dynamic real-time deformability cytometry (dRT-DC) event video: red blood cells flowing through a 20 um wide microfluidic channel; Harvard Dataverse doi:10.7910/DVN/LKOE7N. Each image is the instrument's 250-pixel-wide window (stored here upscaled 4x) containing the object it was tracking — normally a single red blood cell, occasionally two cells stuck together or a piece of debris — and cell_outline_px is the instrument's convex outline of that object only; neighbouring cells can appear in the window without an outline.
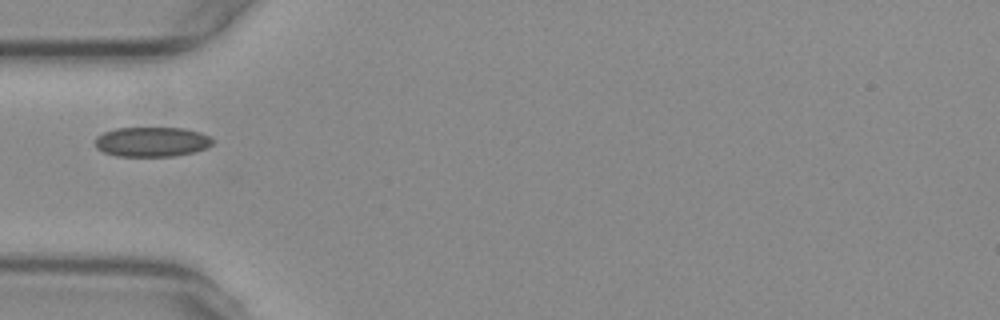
{"species": "common noctule bat (a hibernating species)", "species_latin": "Nyctalus noctula", "temperature_condition": "warm", "stored_images_in_passage": 35, "camera_frame_rate_fps": 3000, "um_per_image_px": 0.085, "animal": {"sex": "female", "body_mass_g": 29.2, "forearm_length_mm": 56.3}, "frame": {"image": 1, "passage_image": 1, "time_ms": 0.0, "image_size_px": [1000, 320], "cell_outline_px": [[212, 144], [208, 148], [192, 152], [172, 156], [116, 156], [104, 152], [96, 148], [96, 136], [104, 132], [116, 128], [184, 128], [200, 132], [208, 136], [212, 140]], "centroid_in_image_um": [12.89, 12.05], "position_along_channel_um": 72.1, "area_um2": 20.29}}
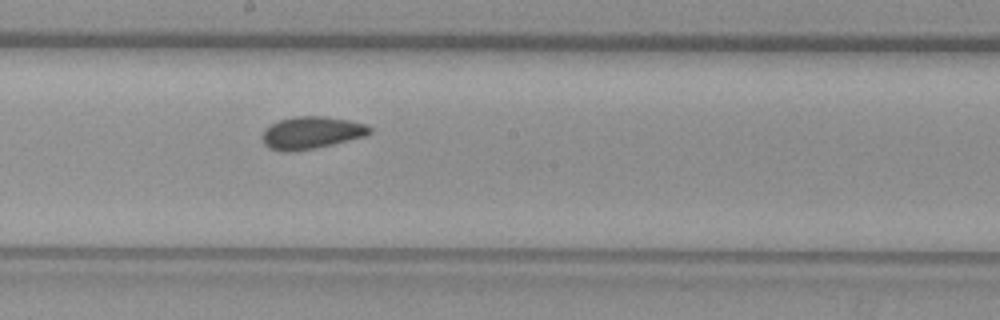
{"frame": {"image": 2, "passage_image": 13, "time_ms": 4.0, "image_size_px": [1000, 320], "cell_outline_px": [[372, 132], [364, 136], [316, 148], [292, 152], [280, 152], [268, 148], [264, 144], [260, 136], [264, 128], [280, 120], [292, 116], [328, 116], [368, 124], [372, 128]], "centroid_in_image_um": [26.43, 11.28], "position_along_channel_um": 221.8, "area_um2": 20.58}}
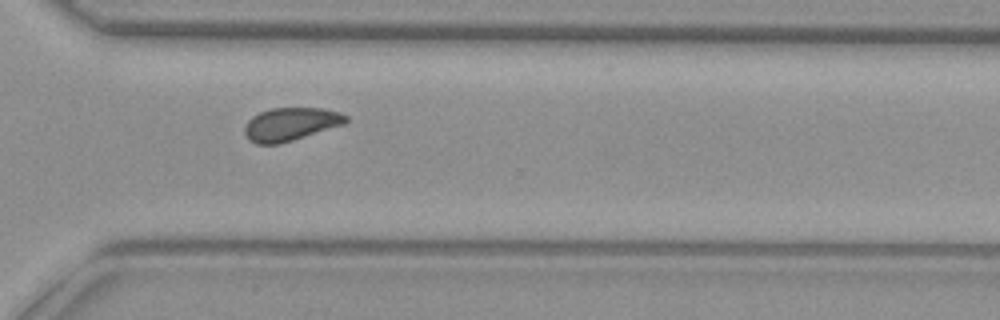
{"frame": {"image": 3, "passage_image": 23, "time_ms": 7.333, "image_size_px": [1000, 320], "cell_outline_px": [[348, 120], [344, 124], [280, 144], [256, 144], [248, 140], [244, 132], [244, 124], [252, 116], [260, 112], [272, 108], [324, 108], [340, 112], [348, 116]], "centroid_in_image_um": [24.68, 10.55], "position_along_channel_um": 345.9, "area_um2": 19.65}}